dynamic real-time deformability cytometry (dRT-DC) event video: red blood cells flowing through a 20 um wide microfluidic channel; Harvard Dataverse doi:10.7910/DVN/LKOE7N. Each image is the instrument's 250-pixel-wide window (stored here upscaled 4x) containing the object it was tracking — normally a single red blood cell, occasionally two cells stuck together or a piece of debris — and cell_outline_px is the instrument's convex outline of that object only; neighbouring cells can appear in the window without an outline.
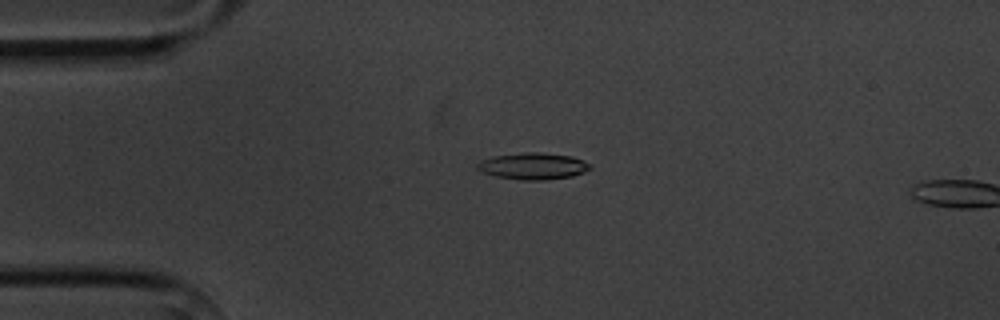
{"species": "common noctule bat (a hibernating species)", "species_latin": "Nyctalus noctula", "temperature_condition": "cold", "stored_images_in_passage": 5, "camera_frame_rate_fps": 3000, "um_per_image_px": 0.085, "animal": {"sex": "male", "body_mass_g": 20.1, "forearm_length_mm": 53.5}, "frame": {"image": 1, "passage_image": 4, "time_ms": 3.667, "image_size_px": [1000, 320], "cell_outline_px": [[592, 168], [584, 172], [572, 176], [544, 180], [524, 180], [496, 176], [484, 172], [476, 168], [476, 164], [480, 160], [492, 156], [524, 152], [540, 152], [572, 156], [584, 160], [592, 164]], "centroid_in_image_um": [45.34, 14.1], "position_along_channel_um": 39.7, "area_um2": 17.63}}